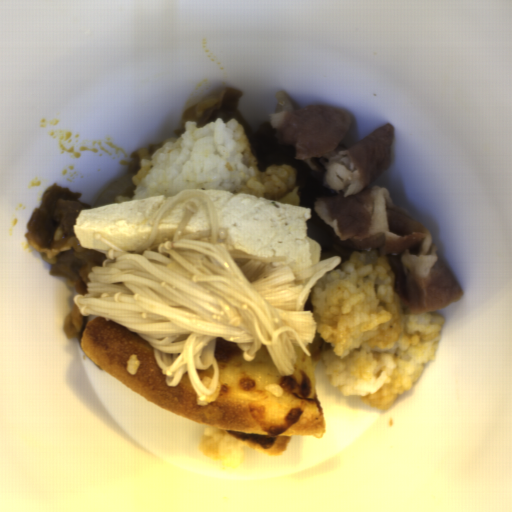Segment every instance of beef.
Wrapping results in <instances>:
<instances>
[{
  "instance_id": "33117281",
  "label": "beef",
  "mask_w": 512,
  "mask_h": 512,
  "mask_svg": "<svg viewBox=\"0 0 512 512\" xmlns=\"http://www.w3.org/2000/svg\"><path fill=\"white\" fill-rule=\"evenodd\" d=\"M244 92L227 88L197 102L173 129L187 122L205 127L235 119L245 132L261 172L270 165L294 168L300 207L310 208L307 237L321 246L320 260L374 249L389 262L393 291L410 313L439 311L464 291L432 243L429 227L393 201L388 188L370 186L392 165L394 126L378 127L350 147L341 145L352 118L336 105L295 109L283 91L276 112L254 131L238 110Z\"/></svg>"
},
{
  "instance_id": "3709a7b0",
  "label": "beef",
  "mask_w": 512,
  "mask_h": 512,
  "mask_svg": "<svg viewBox=\"0 0 512 512\" xmlns=\"http://www.w3.org/2000/svg\"><path fill=\"white\" fill-rule=\"evenodd\" d=\"M88 321L89 316H82L76 302L74 301L71 311L67 314L64 320L66 337L69 339L76 337L80 343Z\"/></svg>"
},
{
  "instance_id": "2567d371",
  "label": "beef",
  "mask_w": 512,
  "mask_h": 512,
  "mask_svg": "<svg viewBox=\"0 0 512 512\" xmlns=\"http://www.w3.org/2000/svg\"><path fill=\"white\" fill-rule=\"evenodd\" d=\"M162 141L159 143H154L150 146H142L136 149L131 155L132 162L128 164L126 173L128 174H137L140 170L139 163L143 159H152V154L155 150L162 147Z\"/></svg>"
},
{
  "instance_id": "835553da",
  "label": "beef",
  "mask_w": 512,
  "mask_h": 512,
  "mask_svg": "<svg viewBox=\"0 0 512 512\" xmlns=\"http://www.w3.org/2000/svg\"><path fill=\"white\" fill-rule=\"evenodd\" d=\"M81 195L57 183L49 186L29 216L24 236L50 265L49 274L66 278V285L82 296L89 293L91 268L102 267L107 258L95 249H84L76 237L74 228L81 210L92 209L91 204L78 200Z\"/></svg>"
}]
</instances>
